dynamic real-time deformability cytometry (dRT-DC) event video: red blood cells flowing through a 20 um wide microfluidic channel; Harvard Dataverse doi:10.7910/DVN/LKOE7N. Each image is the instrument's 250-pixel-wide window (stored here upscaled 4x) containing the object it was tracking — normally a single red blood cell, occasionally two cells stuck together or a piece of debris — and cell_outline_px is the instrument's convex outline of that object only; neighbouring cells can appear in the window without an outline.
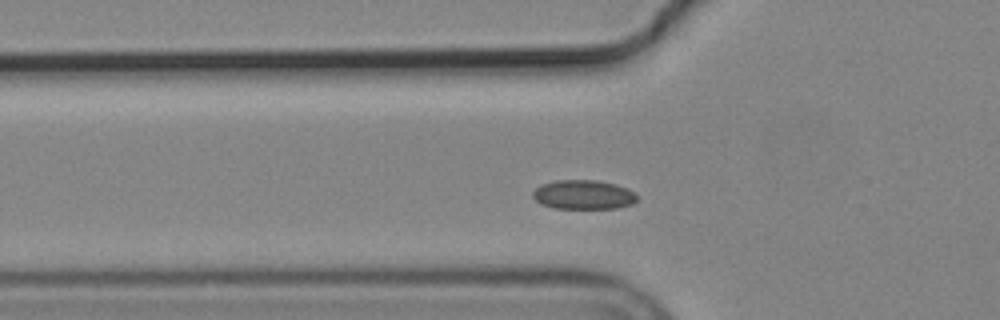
{"species": "common noctule bat (a hibernating species)", "species_latin": "Nyctalus noctula", "temperature_condition": "cold", "stored_images_in_passage": 41, "camera_frame_rate_fps": 3000, "um_per_image_px": 0.085, "animal": {"sex": "male", "body_mass_g": 19.2, "forearm_length_mm": 51.8}, "frame": {"image": 1, "passage_image": 10, "time_ms": 3.0, "image_size_px": [1000, 320], "cell_outline_px": [[636, 200], [632, 204], [616, 208], [552, 208], [540, 204], [532, 196], [532, 192], [540, 184], [556, 180], [596, 180], [616, 184], [628, 188], [636, 196]], "centroid_in_image_um": [49.55, 16.54], "position_along_channel_um": 76.2, "area_um2": 17.8}}
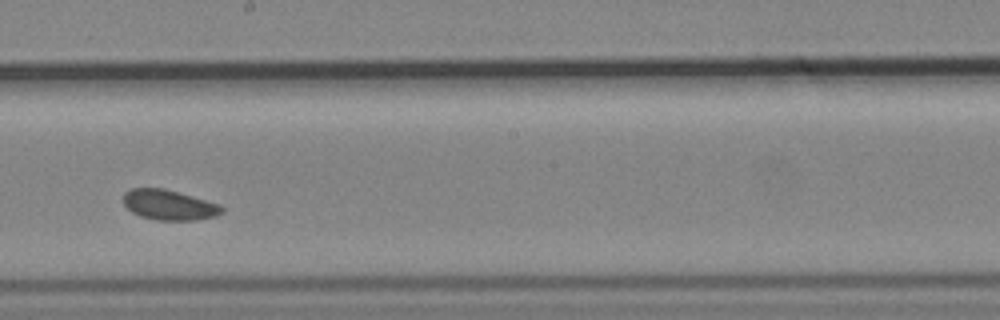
{"frame": {"image": 2, "passage_image": 23, "time_ms": 7.333, "image_size_px": [1000, 320], "cell_outline_px": [[224, 212], [216, 216], [196, 220], [156, 220], [140, 216], [132, 212], [124, 204], [124, 192], [132, 188], [164, 188], [220, 204], [224, 208]], "centroid_in_image_um": [14.39, 17.42], "position_along_channel_um": 233.8, "area_um2": 17.34}}
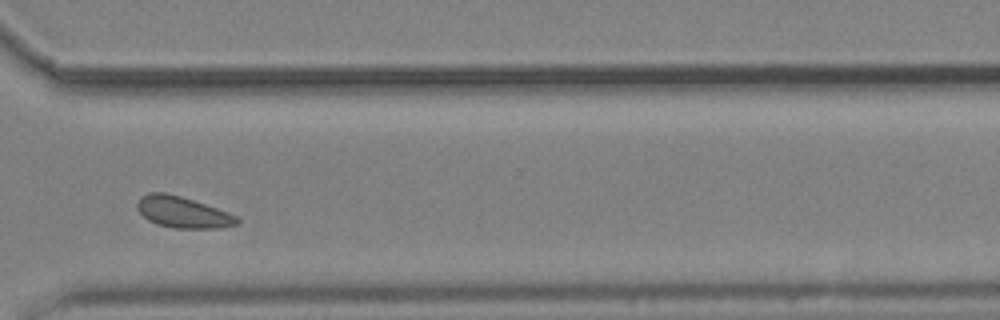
{"frame": {"image": 3, "passage_image": 33, "time_ms": 10.667, "image_size_px": [1000, 320], "cell_outline_px": [[240, 224], [220, 228], [172, 228], [156, 224], [148, 220], [136, 208], [136, 204], [140, 196], [148, 192], [164, 192], [180, 196], [228, 212], [236, 216], [240, 220]], "centroid_in_image_um": [15.51, 18.04], "position_along_channel_um": 355.1, "area_um2": 18.21}, "authors_computed_cell_mechanics": {"area_um2": 17.9758, "velocity_mm_per_s": 3.6359, "shape_relaxation_time_tau1_ms": null, "shape_relaxation_time_tau2_ms": 8.6351, "deformation_change_tau1": null, "deformation_change_tau2": 0.1071}}